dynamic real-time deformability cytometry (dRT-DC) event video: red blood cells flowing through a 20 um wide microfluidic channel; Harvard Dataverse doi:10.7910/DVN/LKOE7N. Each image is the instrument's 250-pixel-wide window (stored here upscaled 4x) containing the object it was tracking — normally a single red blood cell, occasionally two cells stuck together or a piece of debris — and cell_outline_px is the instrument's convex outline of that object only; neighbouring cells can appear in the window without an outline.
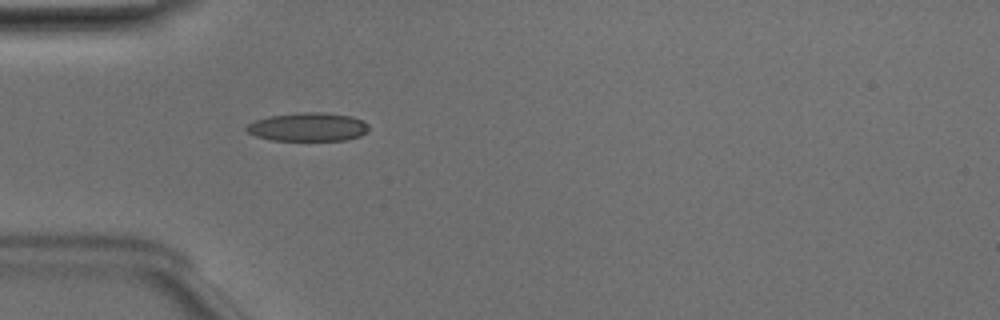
{"species": "Egyptian fruit bat (a non-hibernating species)", "species_latin": "Rousettus aegyptiacus", "temperature_condition": "room temperature", "stored_images_in_passage": 5, "camera_frame_rate_fps": 3000, "um_per_image_px": 0.085, "animal": {"sex": "male"}, "frame": {"image": 1, "passage_image": 5, "time_ms": 1.333, "image_size_px": [1000, 320], "cell_outline_px": [[368, 128], [360, 136], [344, 140], [272, 140], [256, 136], [248, 132], [244, 128], [248, 124], [256, 120], [272, 116], [300, 112], [324, 112], [352, 116], [364, 120], [368, 124]], "centroid_in_image_um": [26.19, 10.78], "position_along_channel_um": 58.8, "area_um2": 20.23}}